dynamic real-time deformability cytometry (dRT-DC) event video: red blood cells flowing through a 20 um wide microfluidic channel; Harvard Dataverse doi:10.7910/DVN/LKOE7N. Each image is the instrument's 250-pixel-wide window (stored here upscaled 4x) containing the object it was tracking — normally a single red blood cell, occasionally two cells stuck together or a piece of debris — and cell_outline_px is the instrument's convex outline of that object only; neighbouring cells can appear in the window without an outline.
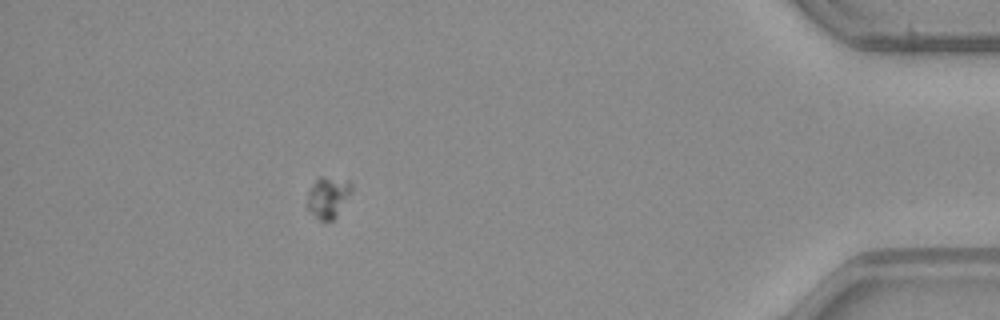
{"species": "common noctule bat (a hibernating species)", "species_latin": "Nyctalus noctula", "temperature_condition": "warm", "stored_images_in_passage": 51, "camera_frame_rate_fps": 3000, "um_per_image_px": 0.085, "animal": {"sex": "male", "body_mass_g": 23.1, "forearm_length_mm": 52.7}, "frame": {"image": 1, "passage_image": 46, "time_ms": 15.0, "image_size_px": [1000, 320], "cell_outline_px": [[352, 192], [336, 216], [332, 220], [320, 220], [308, 208], [308, 192], [316, 180], [320, 176], [324, 176], [348, 180], [352, 184]], "centroid_in_image_um": [27.92, 16.73], "position_along_channel_um": 407.3, "area_um2": 10.4}}